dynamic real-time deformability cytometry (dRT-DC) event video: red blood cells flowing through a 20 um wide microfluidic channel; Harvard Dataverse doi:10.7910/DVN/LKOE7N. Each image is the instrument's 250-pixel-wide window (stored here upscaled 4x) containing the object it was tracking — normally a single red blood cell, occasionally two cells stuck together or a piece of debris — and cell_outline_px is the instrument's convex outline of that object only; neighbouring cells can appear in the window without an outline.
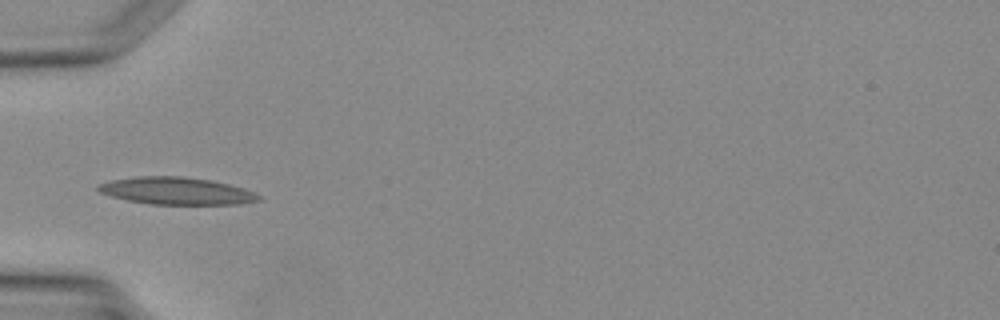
{"species": "Egyptian fruit bat (a non-hibernating species)", "species_latin": "Rousettus aegyptiacus", "temperature_condition": "warm", "stored_images_in_passage": 4, "camera_frame_rate_fps": 3000, "um_per_image_px": 0.085, "animal": {"sex": "female"}, "frame": {"image": 1, "passage_image": 4, "time_ms": 3.333, "image_size_px": [1000, 320], "cell_outline_px": [[264, 200], [240, 204], [148, 204], [128, 200], [112, 196], [100, 192], [96, 188], [96, 184], [112, 180], [136, 176], [184, 176], [212, 180], [244, 188], [260, 196]], "centroid_in_image_um": [15.01, 16.22], "position_along_channel_um": 70.0, "area_um2": 25.61}}